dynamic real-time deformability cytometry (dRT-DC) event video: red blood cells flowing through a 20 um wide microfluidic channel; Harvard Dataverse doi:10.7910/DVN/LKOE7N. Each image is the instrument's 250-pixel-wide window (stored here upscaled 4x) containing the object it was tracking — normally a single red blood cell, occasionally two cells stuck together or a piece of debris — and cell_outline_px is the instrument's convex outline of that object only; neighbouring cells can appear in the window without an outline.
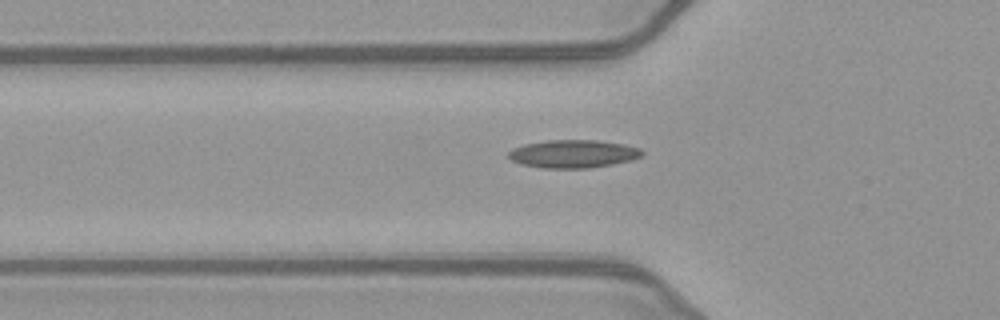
{"species": "common noctule bat (a hibernating species)", "species_latin": "Nyctalus noctula", "temperature_condition": "warm", "stored_images_in_passage": 35, "camera_frame_rate_fps": 3000, "um_per_image_px": 0.085, "animal": {"sex": "female", "body_mass_g": 21.9}, "frame": {"image": 1, "passage_image": 3, "time_ms": 0.667, "image_size_px": [1000, 320], "cell_outline_px": [[644, 152], [640, 156], [632, 160], [612, 164], [588, 168], [540, 168], [520, 164], [512, 160], [508, 156], [508, 152], [512, 148], [524, 144], [548, 140], [596, 140], [624, 144], [640, 148]], "centroid_in_image_um": [48.7, 13.07], "position_along_channel_um": 77.1, "area_um2": 21.85}}
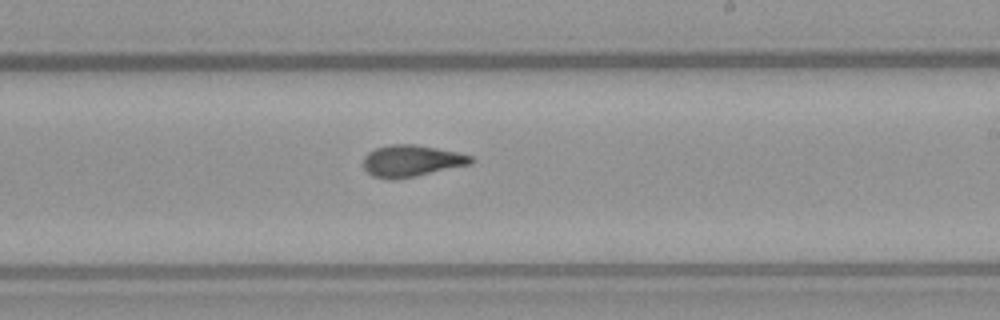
{"frame": {"image": 2, "passage_image": 16, "time_ms": 5.0, "image_size_px": [1000, 320], "cell_outline_px": [[476, 160], [472, 164], [416, 176], [396, 180], [392, 180], [372, 176], [364, 168], [364, 156], [368, 152], [376, 148], [388, 144], [416, 144], [456, 152], [472, 156]], "centroid_in_image_um": [34.98, 13.68], "position_along_channel_um": 254.0, "area_um2": 20.0}}
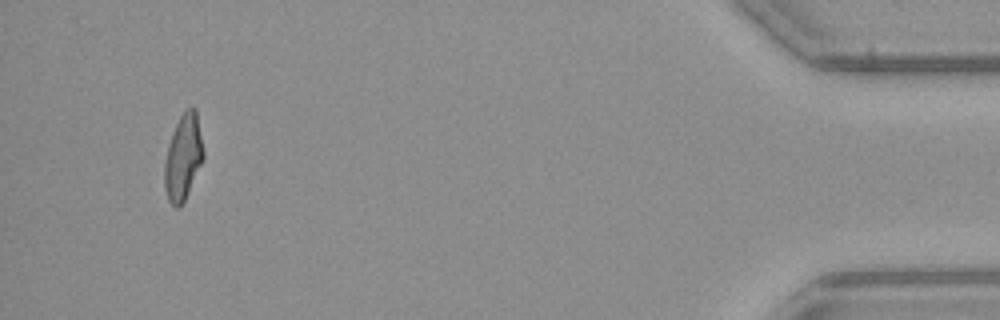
{"frame": {"image": 3, "passage_image": 34, "time_ms": 11.0, "image_size_px": [1000, 320], "cell_outline_px": [[204, 156], [184, 200], [180, 208], [176, 208], [168, 200], [164, 188], [164, 164], [168, 144], [172, 132], [180, 116], [188, 108], [196, 108], [204, 152]], "centroid_in_image_um": [15.55, 13.37], "position_along_channel_um": 419.7, "area_um2": 19.19}}